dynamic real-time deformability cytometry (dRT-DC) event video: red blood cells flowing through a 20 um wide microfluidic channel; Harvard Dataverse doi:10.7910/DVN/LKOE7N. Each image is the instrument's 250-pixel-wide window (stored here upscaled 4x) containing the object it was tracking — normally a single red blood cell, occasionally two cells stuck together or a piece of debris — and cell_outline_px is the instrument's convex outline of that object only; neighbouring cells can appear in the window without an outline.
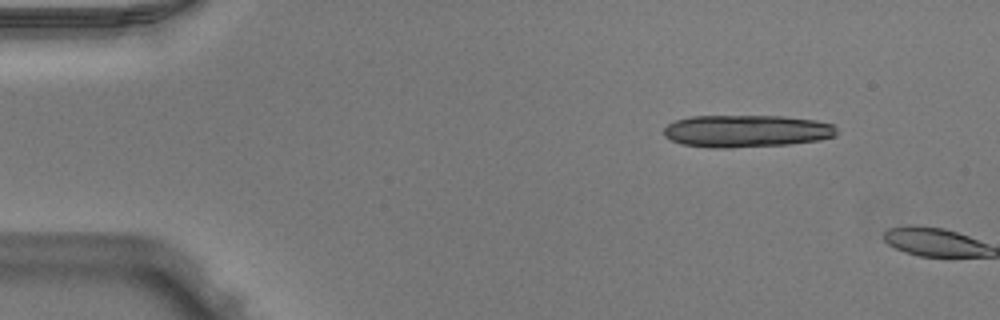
{"species": "Egyptian fruit bat (a non-hibernating species)", "species_latin": "Rousettus aegyptiacus", "temperature_condition": "warm", "stored_images_in_passage": 2, "camera_frame_rate_fps": 3000, "um_per_image_px": 0.085, "animal": {"sex": "male"}, "frame": {"image": 1, "passage_image": 1, "time_ms": 0.0, "image_size_px": [1000, 320], "cell_outline_px": [[836, 136], [820, 140], [788, 144], [732, 148], [708, 148], [680, 144], [664, 136], [664, 128], [668, 124], [676, 120], [692, 116], [784, 116], [816, 120], [832, 124], [836, 128]], "centroid_in_image_um": [63.44, 11.14], "position_along_channel_um": 21.6, "area_um2": 32.77}}